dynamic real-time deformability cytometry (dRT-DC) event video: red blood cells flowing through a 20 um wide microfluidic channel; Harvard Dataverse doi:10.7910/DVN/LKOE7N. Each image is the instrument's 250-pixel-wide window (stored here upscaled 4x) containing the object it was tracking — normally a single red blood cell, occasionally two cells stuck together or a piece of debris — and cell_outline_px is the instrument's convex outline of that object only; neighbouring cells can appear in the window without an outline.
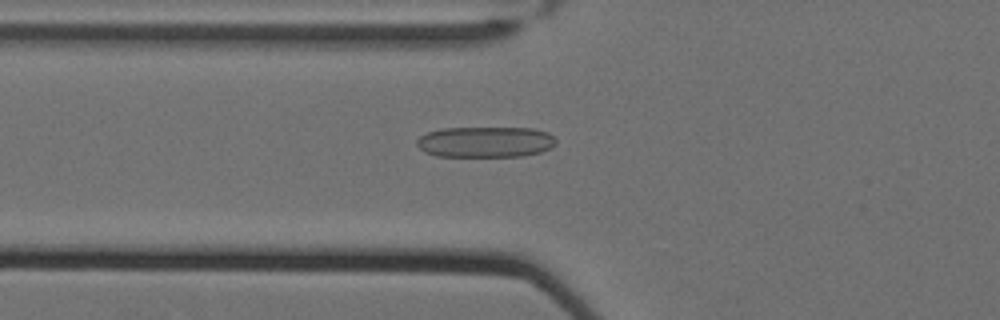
{"species": "Egyptian fruit bat (a non-hibernating species)", "species_latin": "Rousettus aegyptiacus", "temperature_condition": "cold", "stored_images_in_passage": 25, "camera_frame_rate_fps": 3000, "um_per_image_px": 0.085, "animal": {"sex": "female"}, "frame": {"image": 1, "passage_image": 22, "time_ms": 7.0, "image_size_px": [1000, 320], "cell_outline_px": [[556, 144], [552, 148], [540, 152], [524, 156], [436, 156], [424, 152], [416, 144], [416, 140], [420, 136], [428, 132], [440, 128], [532, 128], [548, 132], [556, 140]], "centroid_in_image_um": [41.26, 12.06], "position_along_channel_um": 84.5, "area_um2": 25.14}}